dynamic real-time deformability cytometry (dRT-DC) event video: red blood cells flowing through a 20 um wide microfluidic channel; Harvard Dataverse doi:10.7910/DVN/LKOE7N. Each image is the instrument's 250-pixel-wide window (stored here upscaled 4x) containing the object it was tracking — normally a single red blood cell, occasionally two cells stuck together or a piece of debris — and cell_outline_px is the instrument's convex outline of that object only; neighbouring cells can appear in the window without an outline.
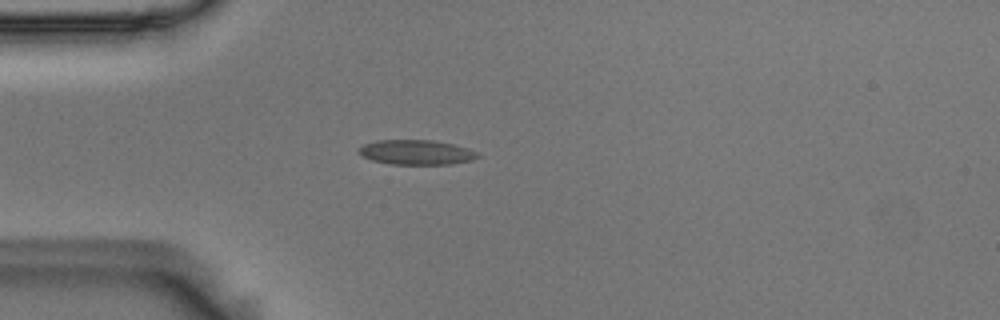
{"species": "Egyptian fruit bat (a non-hibernating species)", "species_latin": "Rousettus aegyptiacus", "temperature_condition": "room temperature", "stored_images_in_passage": 2, "camera_frame_rate_fps": 3000, "um_per_image_px": 0.085, "animal": {"sex": "male"}, "frame": {"image": 1, "passage_image": 2, "time_ms": 0.333, "image_size_px": [1000, 320], "cell_outline_px": [[480, 156], [472, 160], [452, 164], [388, 164], [372, 160], [356, 152], [356, 148], [364, 144], [376, 140], [432, 140], [452, 144], [468, 148], [480, 152]], "centroid_in_image_um": [35.38, 12.94], "position_along_channel_um": 49.6, "area_um2": 17.34}}